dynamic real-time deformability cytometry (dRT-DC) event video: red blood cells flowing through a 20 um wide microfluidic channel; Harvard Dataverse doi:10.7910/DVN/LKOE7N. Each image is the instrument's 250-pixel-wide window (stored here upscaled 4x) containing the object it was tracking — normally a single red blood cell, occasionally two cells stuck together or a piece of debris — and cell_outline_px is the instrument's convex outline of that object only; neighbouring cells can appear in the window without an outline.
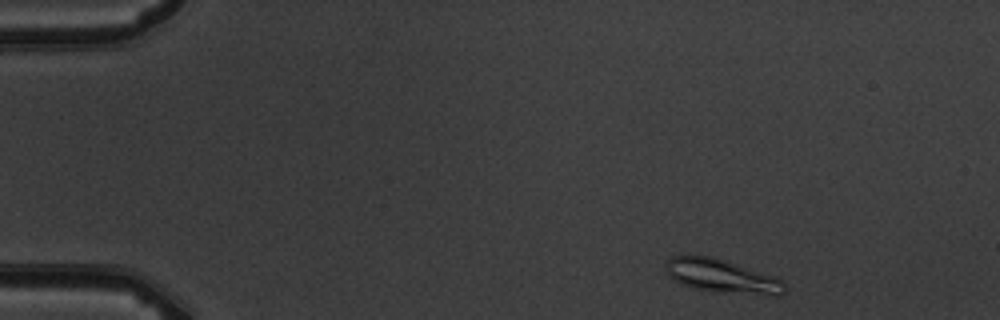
{"species": "common noctule bat (a hibernating species)", "species_latin": "Nyctalus noctula", "temperature_condition": "warm", "stored_images_in_passage": 8, "camera_frame_rate_fps": 3000, "um_per_image_px": 0.085, "animal": {"sex": "male", "body_mass_g": 19.5, "forearm_length_mm": 54.6}, "frame": {"image": 1, "passage_image": 1, "time_ms": 0.0, "image_size_px": [1000, 320], "cell_outline_px": [[788, 288], [780, 296], [764, 296], [692, 288], [668, 276], [664, 268], [664, 264], [672, 256], [712, 256], [772, 276], [780, 280]], "centroid_in_image_um": [61.37, 23.48], "position_along_channel_um": 23.6, "area_um2": 22.95}}
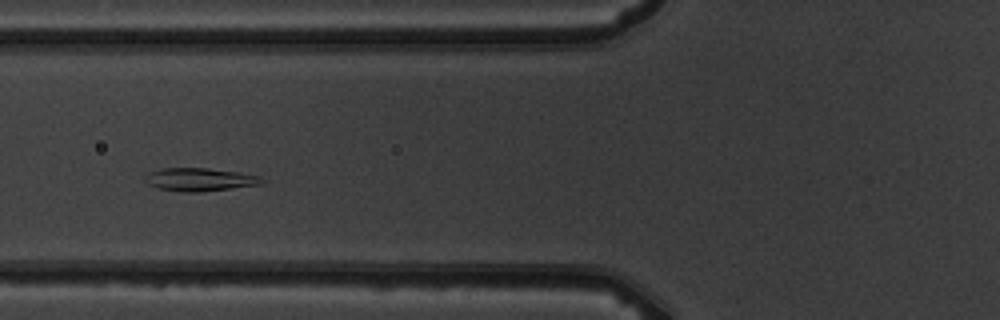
{"frame": {"image": 2, "passage_image": 5, "time_ms": 4.667, "image_size_px": [1000, 320], "cell_outline_px": [[264, 184], [200, 192], [184, 192], [156, 188], [148, 184], [144, 180], [144, 176], [148, 172], [160, 168], [208, 168], [240, 172], [260, 176], [264, 180]], "centroid_in_image_um": [16.96, 15.25], "position_along_channel_um": 108.8, "area_um2": 15.95}}
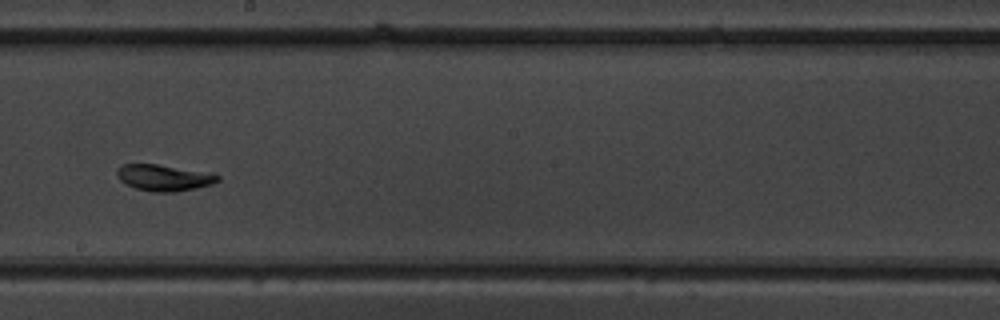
{"frame": {"image": 3, "passage_image": 8, "time_ms": 8.0, "image_size_px": [1000, 320], "cell_outline_px": [[220, 180], [212, 184], [196, 188], [176, 192], [152, 192], [136, 188], [120, 180], [116, 176], [116, 168], [120, 164], [156, 164], [212, 172], [220, 176]], "centroid_in_image_um": [13.95, 15.09], "position_along_channel_um": 234.3, "area_um2": 15.66}}